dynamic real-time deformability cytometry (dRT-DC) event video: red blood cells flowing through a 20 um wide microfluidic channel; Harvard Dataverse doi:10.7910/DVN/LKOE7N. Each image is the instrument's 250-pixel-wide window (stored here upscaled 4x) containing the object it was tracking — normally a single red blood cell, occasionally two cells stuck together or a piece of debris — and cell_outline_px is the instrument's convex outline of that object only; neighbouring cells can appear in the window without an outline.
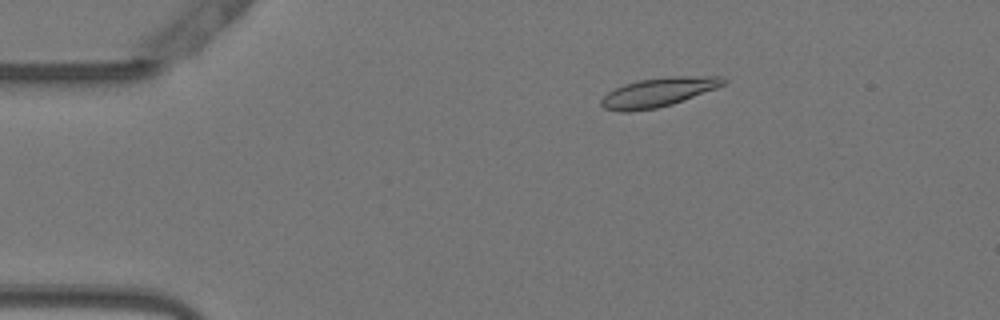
{"species": "Egyptian fruit bat (a non-hibernating species)", "species_latin": "Rousettus aegyptiacus", "temperature_condition": "warm", "stored_images_in_passage": 24, "camera_frame_rate_fps": 3000, "um_per_image_px": 0.085, "animal": {"sex": "female"}, "frame": {"image": 1, "passage_image": 3, "time_ms": 0.667, "image_size_px": [1000, 320], "cell_outline_px": [[728, 80], [724, 84], [716, 88], [672, 104], [656, 108], [628, 112], [620, 112], [604, 108], [600, 104], [600, 100], [608, 92], [624, 84], [640, 80], [668, 76], [720, 76]], "centroid_in_image_um": [55.94, 7.84], "position_along_channel_um": 29.1, "area_um2": 20.58}}
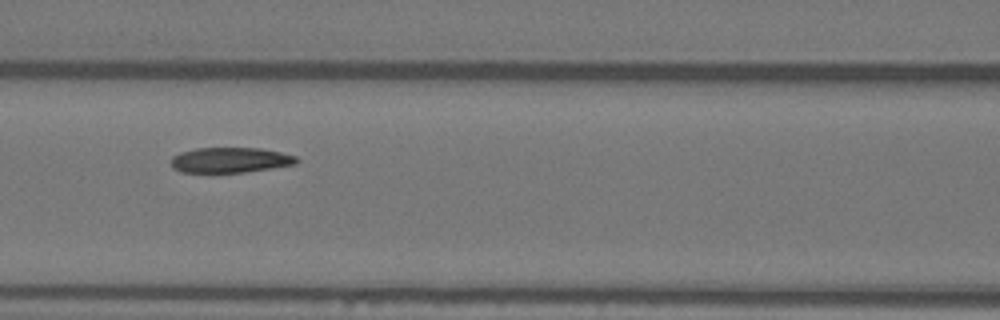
{"frame": {"image": 2, "passage_image": 17, "time_ms": 5.333, "image_size_px": [1000, 320], "cell_outline_px": [[300, 160], [296, 164], [272, 168], [244, 172], [180, 172], [172, 168], [172, 156], [180, 152], [196, 148], [260, 148], [280, 152], [296, 156]], "centroid_in_image_um": [19.57, 13.6], "position_along_channel_um": 147.0, "area_um2": 18.5}}
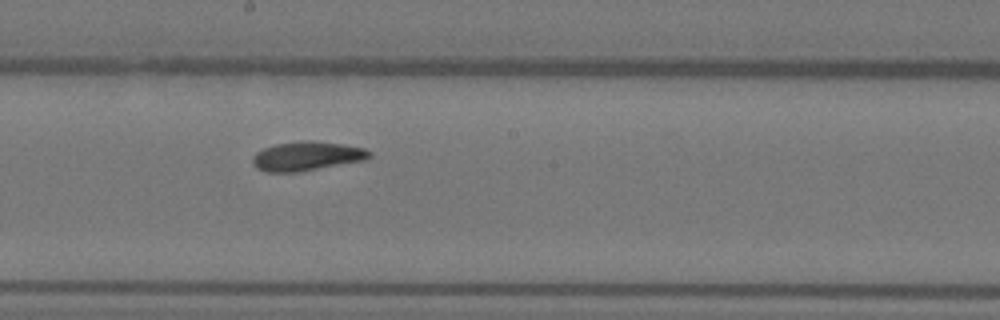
{"frame": {"image": 3, "passage_image": 23, "time_ms": 7.333, "image_size_px": [1000, 320], "cell_outline_px": [[372, 156], [368, 160], [296, 172], [268, 172], [256, 168], [252, 164], [252, 156], [256, 152], [264, 148], [276, 144], [304, 140], [308, 140], [340, 144], [364, 148], [372, 152]], "centroid_in_image_um": [26.09, 13.27], "position_along_channel_um": 222.1, "area_um2": 19.88}}